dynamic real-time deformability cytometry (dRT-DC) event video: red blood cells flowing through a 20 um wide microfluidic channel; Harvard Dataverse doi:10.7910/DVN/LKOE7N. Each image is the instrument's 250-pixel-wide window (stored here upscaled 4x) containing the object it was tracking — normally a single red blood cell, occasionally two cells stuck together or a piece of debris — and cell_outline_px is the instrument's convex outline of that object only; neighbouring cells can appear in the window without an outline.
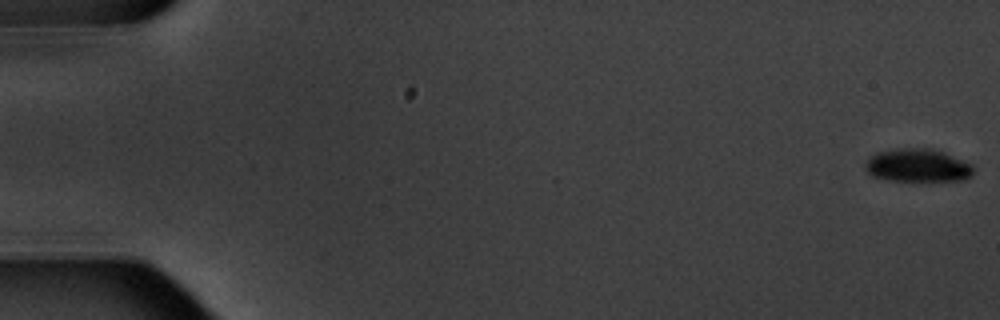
{"species": "common noctule bat (a hibernating species)", "species_latin": "Nyctalus noctula", "temperature_condition": "warm", "stored_images_in_passage": 6, "camera_frame_rate_fps": 3000, "um_per_image_px": 0.085, "animal": {"sex": "male", "body_mass_g": 20.1, "forearm_length_mm": 53.5}, "frame": {"image": 1, "passage_image": 1, "time_ms": 0.0, "image_size_px": [1000, 320], "cell_outline_px": [[976, 168], [972, 176], [964, 180], [888, 180], [872, 176], [864, 168], [864, 164], [868, 156], [876, 152], [896, 148], [932, 148], [944, 152], [964, 160], [972, 164]], "centroid_in_image_um": [78.0, 14.04], "position_along_channel_um": 7.0, "area_um2": 21.21}}
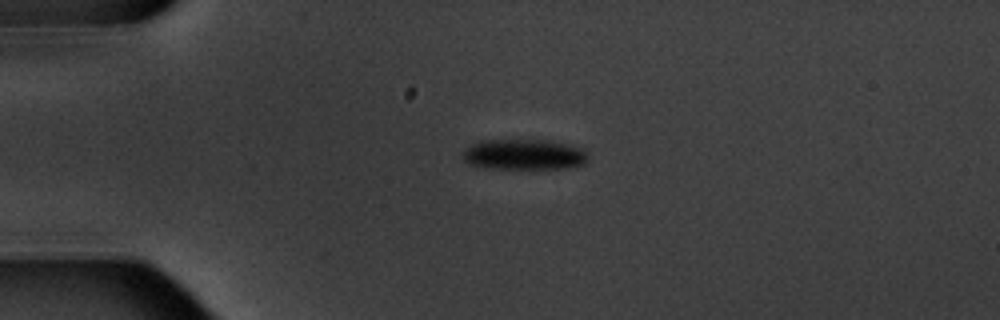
{"frame": {"image": 2, "passage_image": 5, "time_ms": 4.667, "image_size_px": [1000, 320], "cell_outline_px": [[588, 160], [584, 164], [568, 168], [488, 168], [468, 164], [460, 156], [464, 148], [468, 144], [480, 140], [544, 140], [572, 144], [588, 152]], "centroid_in_image_um": [44.51, 13.12], "position_along_channel_um": 40.5, "area_um2": 22.72}}